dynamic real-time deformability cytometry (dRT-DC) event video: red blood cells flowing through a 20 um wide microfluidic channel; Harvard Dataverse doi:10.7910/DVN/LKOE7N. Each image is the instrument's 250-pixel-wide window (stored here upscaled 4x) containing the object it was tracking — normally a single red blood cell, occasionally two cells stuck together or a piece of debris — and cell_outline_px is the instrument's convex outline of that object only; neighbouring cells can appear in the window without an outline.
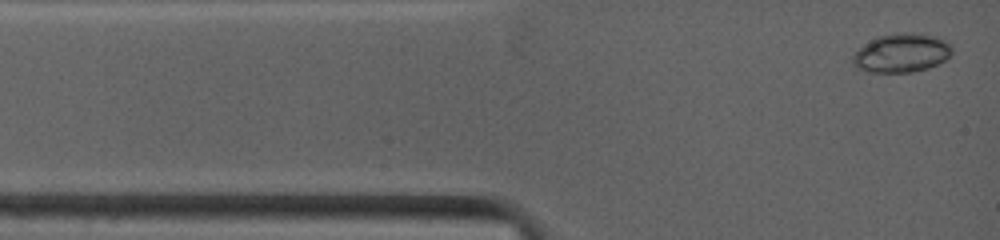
{"species": "common noctule bat (a hibernating species)", "species_latin": "Nyctalus noctula", "temperature_condition": "warm", "stored_images_in_passage": 28, "camera_frame_rate_fps": 4500, "um_per_image_px": 0.085, "animal": {"sex": "female", "body_mass_g": 19.0, "forearm_length_mm": 53.3}, "frame": {"image": 1, "passage_image": 1, "time_ms": 0.0, "image_size_px": [1000, 240], "cell_outline_px": [[952, 52], [944, 60], [928, 68], [912, 72], [868, 72], [856, 68], [852, 64], [852, 56], [864, 44], [876, 36], [904, 32], [908, 32], [936, 36], [944, 40], [952, 48]], "centroid_in_image_um": [76.59, 4.5], "position_along_channel_um": 8.4, "area_um2": 22.37}}
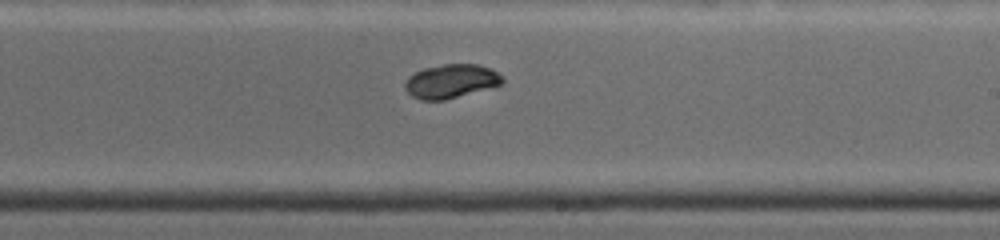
{"frame": {"image": 2, "passage_image": 17, "time_ms": 7.111, "image_size_px": [1000, 240], "cell_outline_px": [[504, 84], [444, 100], [420, 100], [412, 96], [404, 88], [404, 84], [408, 76], [424, 68], [444, 64], [476, 64], [488, 68], [504, 76]], "centroid_in_image_um": [38.33, 6.91], "position_along_channel_um": 250.7, "area_um2": 19.19}}
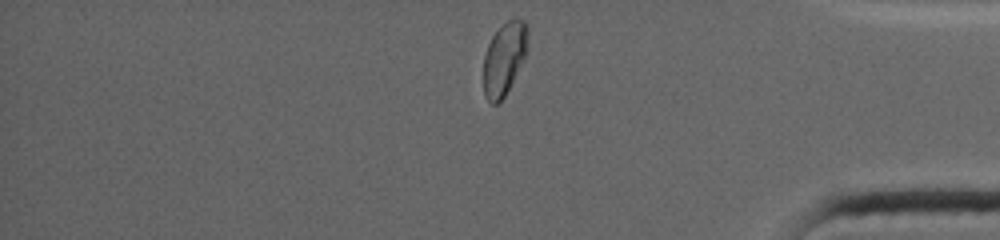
{"frame": {"image": 3, "passage_image": 28, "time_ms": 11.333, "image_size_px": [1000, 240], "cell_outline_px": [[528, 32], [524, 60], [504, 96], [496, 104], [492, 104], [484, 96], [484, 56], [488, 44], [492, 36], [512, 16], [516, 16], [524, 20], [528, 24]], "centroid_in_image_um": [42.87, 4.93], "position_along_channel_um": 392.3, "area_um2": 18.67}, "authors_computed_cell_mechanics": {"area_um2": 19.2763, "velocity_mm_per_s": 3.9599, "shape_relaxation_time_tau1_ms": 3.1567, "shape_relaxation_time_tau2_ms": 2.3358, "deformation_change_tau1": 0.0982, "deformation_change_tau2": 0.0309}}